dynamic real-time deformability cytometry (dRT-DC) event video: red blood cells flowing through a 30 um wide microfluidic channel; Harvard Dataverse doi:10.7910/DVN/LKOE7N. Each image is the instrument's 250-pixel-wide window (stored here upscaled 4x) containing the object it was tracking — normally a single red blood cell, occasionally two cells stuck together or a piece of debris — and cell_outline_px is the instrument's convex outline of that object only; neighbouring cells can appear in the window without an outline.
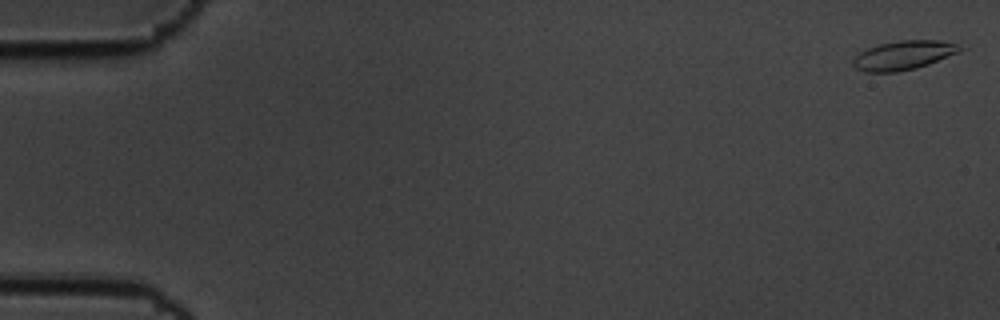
{"species": "common noctule bat (a hibernating species)", "species_latin": "Nyctalus noctula", "temperature_condition": "cold", "stored_images_in_passage": 18, "camera_frame_rate_fps": 3000, "um_per_image_px": 0.085, "animal": {"sex": "male", "body_mass_g": 19.5, "forearm_length_mm": 54.6}, "frame": {"image": 1, "passage_image": 1, "time_ms": 0.0, "image_size_px": [1000, 320], "cell_outline_px": [[968, 48], [960, 52], [928, 64], [916, 68], [896, 72], [864, 72], [856, 68], [852, 64], [852, 60], [860, 52], [868, 48], [880, 44], [900, 40], [940, 40], [968, 44]], "centroid_in_image_um": [76.92, 4.68], "position_along_channel_um": 8.1, "area_um2": 18.5}}